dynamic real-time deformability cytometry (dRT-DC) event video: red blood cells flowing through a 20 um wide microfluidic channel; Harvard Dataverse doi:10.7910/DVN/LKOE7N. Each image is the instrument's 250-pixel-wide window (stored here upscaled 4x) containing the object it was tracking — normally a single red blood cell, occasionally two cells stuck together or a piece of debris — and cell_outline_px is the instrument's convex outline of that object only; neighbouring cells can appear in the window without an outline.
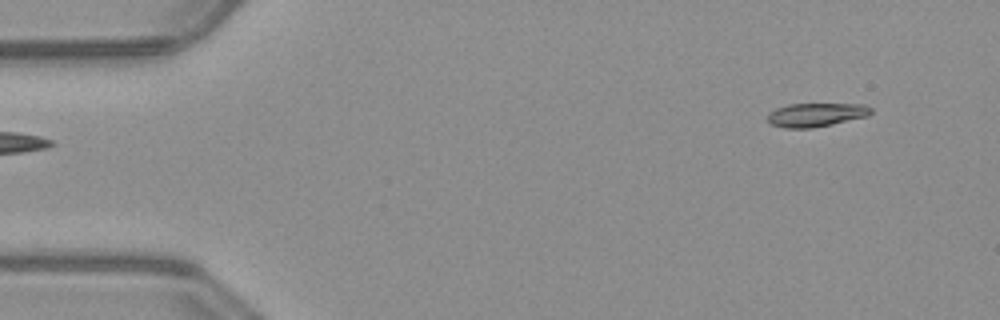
{"species": "common noctule bat (a hibernating species)", "species_latin": "Nyctalus noctula", "temperature_condition": "warm", "stored_images_in_passage": 48, "camera_frame_rate_fps": 3000, "um_per_image_px": 0.085, "animal": {"sex": "male", "body_mass_g": 23.1, "forearm_length_mm": 52.7}, "frame": {"image": 1, "passage_image": 1, "time_ms": 0.0, "image_size_px": [1000, 320], "cell_outline_px": [[872, 112], [868, 116], [832, 124], [812, 128], [784, 128], [772, 124], [768, 120], [768, 112], [776, 108], [788, 104], [864, 104], [872, 108]], "centroid_in_image_um": [69.37, 9.75], "position_along_channel_um": 15.6, "area_um2": 14.28}}
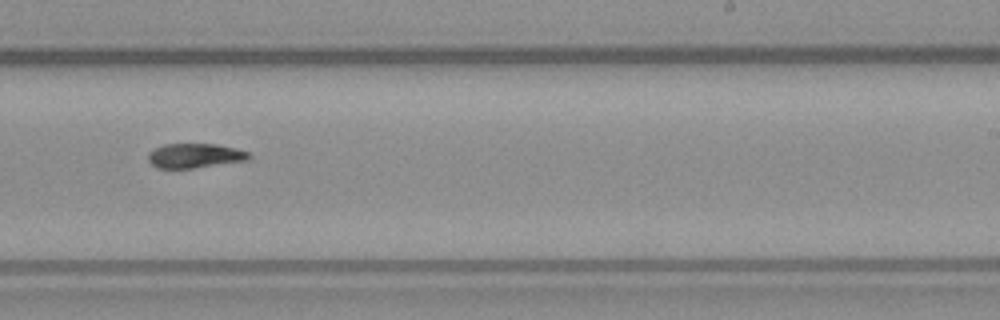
{"frame": {"image": 2, "passage_image": 28, "time_ms": 9.0, "image_size_px": [1000, 320], "cell_outline_px": [[252, 156], [248, 160], [192, 168], [156, 168], [148, 160], [148, 152], [152, 148], [164, 144], [216, 144], [236, 148], [248, 152]], "centroid_in_image_um": [16.53, 13.22], "position_along_channel_um": 272.5, "area_um2": 14.45}}
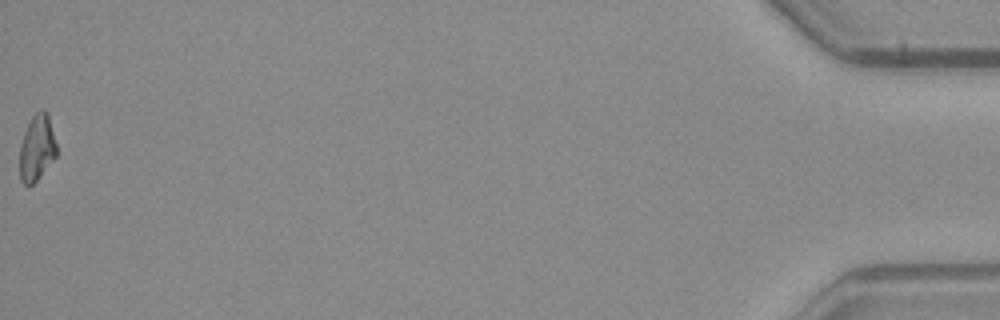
{"frame": {"image": 3, "passage_image": 48, "time_ms": 15.667, "image_size_px": [1000, 320], "cell_outline_px": [[56, 156], [36, 180], [32, 184], [24, 184], [20, 180], [20, 148], [24, 132], [32, 116], [40, 108], [44, 108], [48, 112], [56, 144]], "centroid_in_image_um": [3.14, 12.51], "position_along_channel_um": 432.1, "area_um2": 14.05}, "authors_computed_cell_mechanics": {"area_um2": 14.9124, "velocity_mm_per_s": 4.0233, "shape_relaxation_time_tau1_ms": 8.7408, "shape_relaxation_time_tau2_ms": null, "deformation_change_tau1": 0.2377, "deformation_change_tau2": null}}